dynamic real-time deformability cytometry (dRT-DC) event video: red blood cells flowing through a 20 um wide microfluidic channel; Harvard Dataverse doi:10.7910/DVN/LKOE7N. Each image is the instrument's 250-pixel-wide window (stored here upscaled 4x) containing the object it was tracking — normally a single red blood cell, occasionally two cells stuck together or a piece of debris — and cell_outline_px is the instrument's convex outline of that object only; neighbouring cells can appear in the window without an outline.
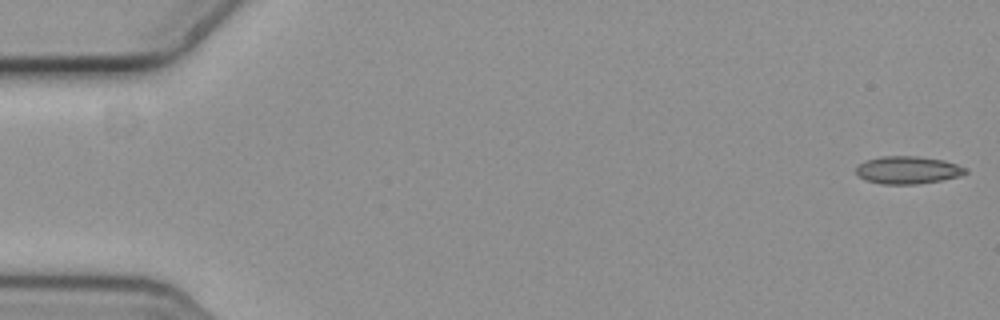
{"species": "common noctule bat (a hibernating species)", "species_latin": "Nyctalus noctula", "temperature_condition": "cold", "stored_images_in_passage": 57, "camera_frame_rate_fps": 3000, "um_per_image_px": 0.085, "animal": {"sex": "female", "body_mass_g": 19.3, "forearm_length_mm": 54.1}, "frame": {"image": 1, "passage_image": 1, "time_ms": 0.0, "image_size_px": [1000, 320], "cell_outline_px": [[968, 172], [956, 176], [940, 180], [916, 184], [884, 184], [868, 180], [860, 176], [856, 172], [856, 168], [860, 164], [868, 160], [880, 156], [916, 156], [944, 160], [968, 168]], "centroid_in_image_um": [77.18, 14.44], "position_along_channel_um": 7.8, "area_um2": 17.28}}
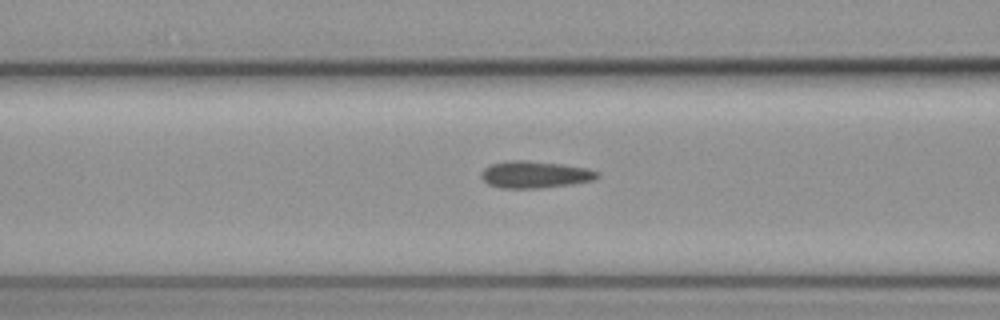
{"frame": {"image": 2, "passage_image": 23, "time_ms": 7.333, "image_size_px": [1000, 320], "cell_outline_px": [[600, 176], [596, 180], [572, 184], [540, 188], [504, 188], [488, 184], [480, 176], [484, 168], [492, 164], [508, 160], [528, 160], [560, 164], [588, 168], [600, 172]], "centroid_in_image_um": [45.51, 14.83], "position_along_channel_um": 121.1, "area_um2": 18.32}}
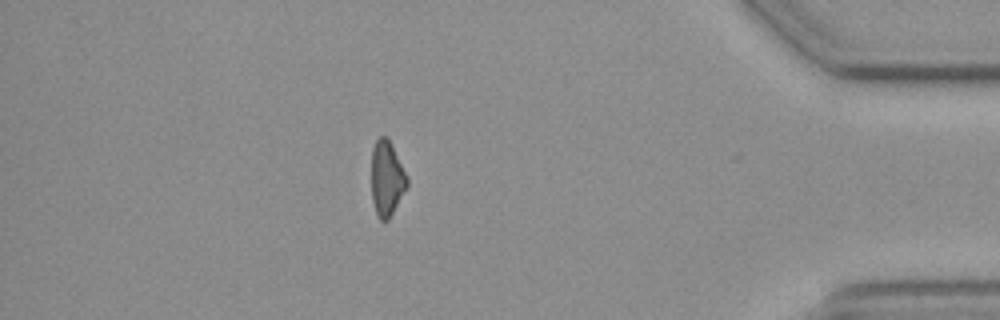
{"frame": {"image": 3, "passage_image": 50, "time_ms": 16.333, "image_size_px": [1000, 320], "cell_outline_px": [[408, 188], [388, 220], [380, 220], [376, 216], [372, 200], [372, 148], [376, 140], [380, 136], [384, 136], [392, 144], [408, 176]], "centroid_in_image_um": [32.89, 15.19], "position_along_channel_um": 402.3, "area_um2": 15.84}}